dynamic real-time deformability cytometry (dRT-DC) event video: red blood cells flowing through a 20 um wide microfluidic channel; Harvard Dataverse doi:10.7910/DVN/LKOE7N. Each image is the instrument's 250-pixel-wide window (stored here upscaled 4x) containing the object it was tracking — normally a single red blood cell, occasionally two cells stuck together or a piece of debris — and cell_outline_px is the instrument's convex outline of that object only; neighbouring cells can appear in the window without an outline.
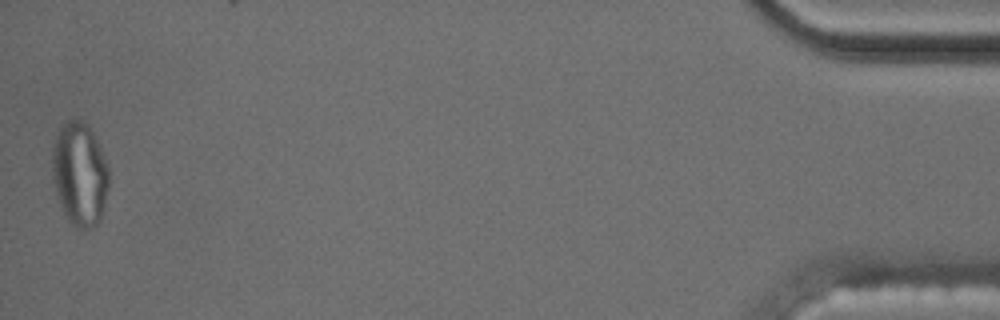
{"species": "common noctule bat (a hibernating species)", "species_latin": "Nyctalus noctula", "temperature_condition": "cold", "stored_images_in_passage": 57, "camera_frame_rate_fps": 3000, "um_per_image_px": 0.085, "animal": {"sex": "male", "body_mass_g": 17.5, "forearm_length_mm": 52.3}, "frame": {"image": 1, "passage_image": 57, "time_ms": 18.667, "image_size_px": [1000, 320], "cell_outline_px": [[108, 188], [100, 220], [92, 228], [80, 228], [72, 224], [68, 220], [64, 212], [56, 192], [52, 176], [52, 148], [56, 136], [60, 128], [68, 120], [80, 116], [88, 124], [100, 148], [108, 168]], "centroid_in_image_um": [6.76, 14.75], "position_along_channel_um": 428.4, "area_um2": 34.04}, "authors_computed_cell_mechanics": {"area_um2": 19.0162, "velocity_mm_per_s": 3.5452, "shape_relaxation_time_tau1_ms": null, "shape_relaxation_time_tau2_ms": 1.8252, "deformation_change_tau1": null, "deformation_change_tau2": 0.064}}